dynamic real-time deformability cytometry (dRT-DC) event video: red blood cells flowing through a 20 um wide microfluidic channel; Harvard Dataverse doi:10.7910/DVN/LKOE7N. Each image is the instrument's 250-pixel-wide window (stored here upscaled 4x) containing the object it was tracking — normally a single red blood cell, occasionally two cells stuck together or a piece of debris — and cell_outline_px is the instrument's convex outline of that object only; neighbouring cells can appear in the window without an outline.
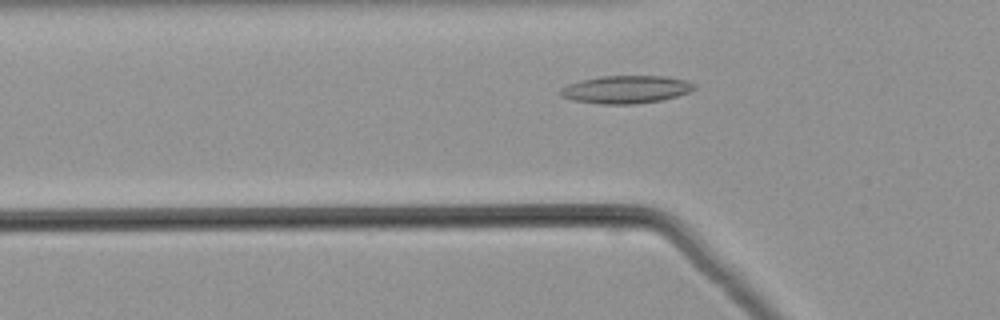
{"species": "common noctule bat (a hibernating species)", "species_latin": "Nyctalus noctula", "temperature_condition": "warm", "stored_images_in_passage": 46, "camera_frame_rate_fps": 3000, "um_per_image_px": 0.085, "animal": {"sex": "male", "body_mass_g": 21.5, "forearm_length_mm": 52.0}, "frame": {"image": 1, "passage_image": 12, "time_ms": 3.667, "image_size_px": [1000, 320], "cell_outline_px": [[696, 88], [688, 92], [676, 96], [660, 100], [636, 104], [600, 104], [572, 100], [560, 96], [560, 88], [568, 84], [580, 80], [600, 76], [664, 76], [684, 80], [696, 84]], "centroid_in_image_um": [53.17, 7.6], "position_along_channel_um": 72.6, "area_um2": 21.68}}
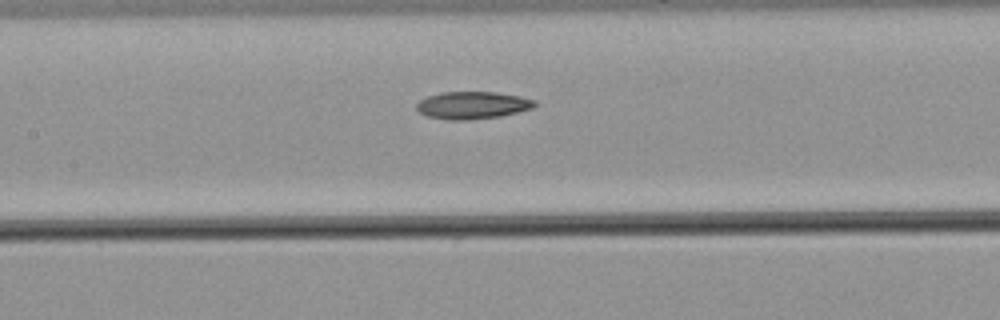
{"frame": {"image": 2, "passage_image": 19, "time_ms": 6.0, "image_size_px": [1000, 320], "cell_outline_px": [[536, 104], [532, 108], [500, 116], [468, 120], [448, 120], [428, 116], [420, 112], [416, 108], [416, 104], [420, 100], [428, 96], [444, 92], [496, 92], [520, 96], [536, 100]], "centroid_in_image_um": [40.16, 8.94], "position_along_channel_um": 167.2, "area_um2": 18.73}}
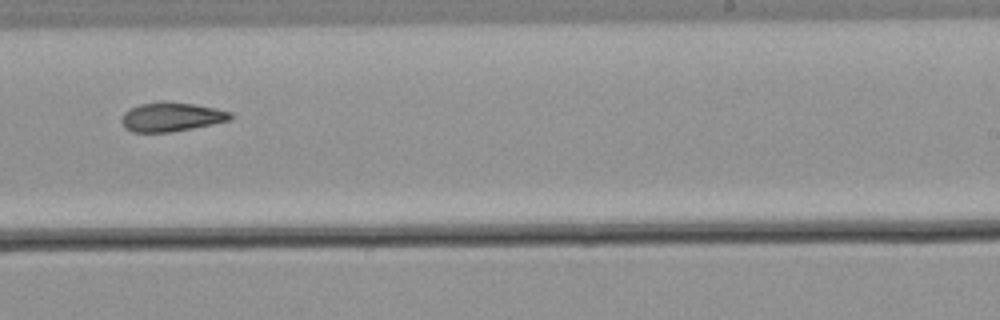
{"frame": {"image": 3, "passage_image": 27, "time_ms": 8.667, "image_size_px": [1000, 320], "cell_outline_px": [[232, 120], [172, 132], [132, 132], [124, 128], [120, 120], [124, 112], [140, 104], [164, 100], [192, 104], [216, 108], [232, 112]], "centroid_in_image_um": [14.56, 9.93], "position_along_channel_um": 274.4, "area_um2": 18.61}}